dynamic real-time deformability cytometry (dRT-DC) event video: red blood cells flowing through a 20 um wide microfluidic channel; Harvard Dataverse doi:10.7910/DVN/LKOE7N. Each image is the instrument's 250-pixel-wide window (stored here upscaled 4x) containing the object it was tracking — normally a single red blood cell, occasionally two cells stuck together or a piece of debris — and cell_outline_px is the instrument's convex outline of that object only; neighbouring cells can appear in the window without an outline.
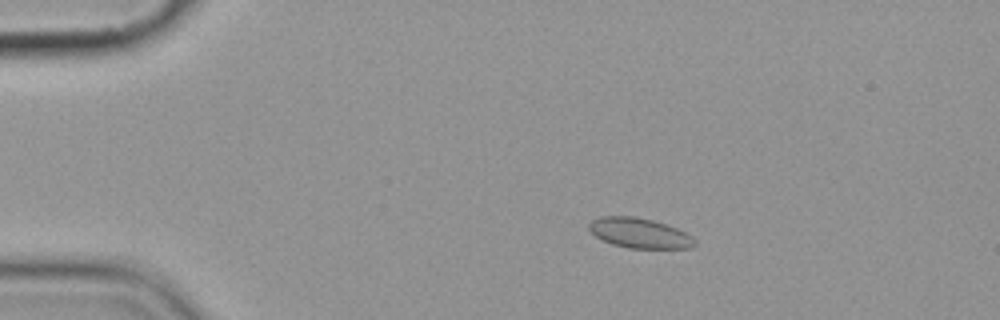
{"species": "common noctule bat (a hibernating species)", "species_latin": "Nyctalus noctula", "temperature_condition": "cold", "stored_images_in_passage": 6, "camera_frame_rate_fps": 3000, "um_per_image_px": 0.085, "animal": {"sex": "female", "body_mass_g": 19.9}, "frame": {"image": 1, "passage_image": 3, "time_ms": 2.333, "image_size_px": [1000, 320], "cell_outline_px": [[696, 244], [692, 248], [628, 248], [612, 244], [596, 236], [588, 228], [588, 224], [592, 220], [600, 216], [636, 216], [652, 220], [676, 228], [692, 236], [696, 240]], "centroid_in_image_um": [54.36, 19.81], "position_along_channel_um": 30.6, "area_um2": 18.44}}
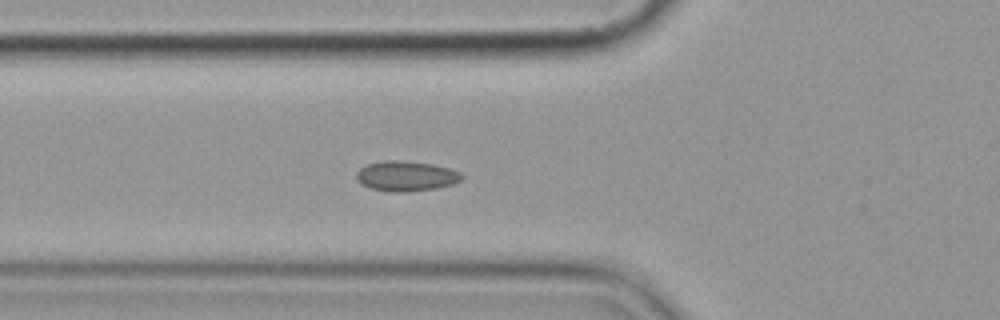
{"frame": {"image": 2, "passage_image": 6, "time_ms": 5.667, "image_size_px": [1000, 320], "cell_outline_px": [[464, 176], [460, 180], [452, 184], [436, 188], [408, 192], [392, 192], [372, 188], [360, 184], [356, 180], [356, 172], [360, 168], [368, 164], [384, 160], [400, 160], [432, 164], [448, 168], [460, 172]], "centroid_in_image_um": [34.49, 14.96], "position_along_channel_um": 91.3, "area_um2": 18.5}}